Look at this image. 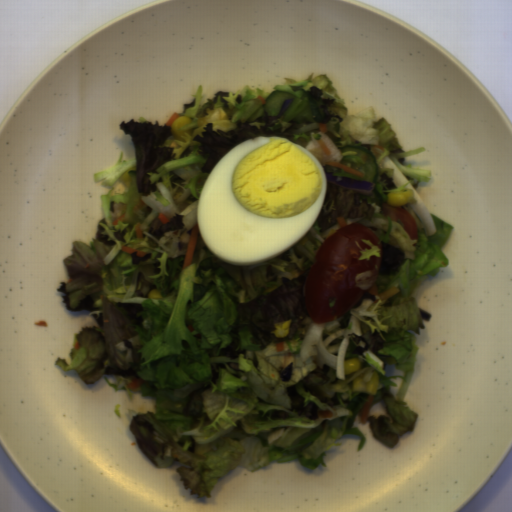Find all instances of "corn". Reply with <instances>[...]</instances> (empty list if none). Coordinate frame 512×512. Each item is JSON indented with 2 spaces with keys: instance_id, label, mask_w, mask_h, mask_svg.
<instances>
[{
  "instance_id": "obj_1",
  "label": "corn",
  "mask_w": 512,
  "mask_h": 512,
  "mask_svg": "<svg viewBox=\"0 0 512 512\" xmlns=\"http://www.w3.org/2000/svg\"><path fill=\"white\" fill-rule=\"evenodd\" d=\"M379 375L376 372H365L353 379V390L375 396L378 390Z\"/></svg>"
},
{
  "instance_id": "obj_2",
  "label": "corn",
  "mask_w": 512,
  "mask_h": 512,
  "mask_svg": "<svg viewBox=\"0 0 512 512\" xmlns=\"http://www.w3.org/2000/svg\"><path fill=\"white\" fill-rule=\"evenodd\" d=\"M387 204L390 206H401L411 200H413L412 190H396L392 192H388L387 195Z\"/></svg>"
},
{
  "instance_id": "obj_3",
  "label": "corn",
  "mask_w": 512,
  "mask_h": 512,
  "mask_svg": "<svg viewBox=\"0 0 512 512\" xmlns=\"http://www.w3.org/2000/svg\"><path fill=\"white\" fill-rule=\"evenodd\" d=\"M192 123V120L189 117L180 116L178 117L170 126V130L173 135L177 138L185 135L184 131L181 130L183 126H189Z\"/></svg>"
},
{
  "instance_id": "obj_4",
  "label": "corn",
  "mask_w": 512,
  "mask_h": 512,
  "mask_svg": "<svg viewBox=\"0 0 512 512\" xmlns=\"http://www.w3.org/2000/svg\"><path fill=\"white\" fill-rule=\"evenodd\" d=\"M361 369L359 359L350 358L344 361V375L353 374Z\"/></svg>"
},
{
  "instance_id": "obj_5",
  "label": "corn",
  "mask_w": 512,
  "mask_h": 512,
  "mask_svg": "<svg viewBox=\"0 0 512 512\" xmlns=\"http://www.w3.org/2000/svg\"><path fill=\"white\" fill-rule=\"evenodd\" d=\"M147 298H162V295L159 291V289H153V290H150L149 293H148V296Z\"/></svg>"
}]
</instances>
